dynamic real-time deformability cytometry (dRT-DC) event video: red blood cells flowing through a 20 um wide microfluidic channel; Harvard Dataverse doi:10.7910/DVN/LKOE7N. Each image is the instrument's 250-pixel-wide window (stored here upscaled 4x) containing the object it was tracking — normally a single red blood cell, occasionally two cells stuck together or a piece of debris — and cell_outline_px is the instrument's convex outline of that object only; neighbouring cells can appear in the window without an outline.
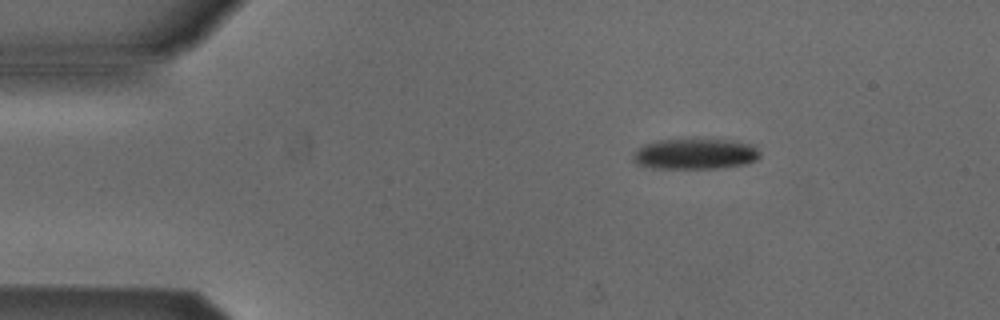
{"species": "Egyptian fruit bat (a non-hibernating species)", "species_latin": "Rousettus aegyptiacus", "temperature_condition": "cold", "stored_images_in_passage": 6, "segment_of_instrument_passage": [2, 2], "camera_frame_rate_fps": 3000, "um_per_image_px": 0.085, "animal": {"sex": "male"}, "frame": {"image": 1, "passage_image": 6, "time_ms": 1.667, "image_size_px": [1000, 320], "cell_outline_px": [[760, 160], [748, 164], [720, 168], [648, 168], [636, 164], [632, 160], [632, 152], [636, 148], [644, 144], [660, 140], [732, 140], [756, 144], [760, 152]], "centroid_in_image_um": [59.12, 13.09], "position_along_channel_um": 25.9, "area_um2": 23.18}}